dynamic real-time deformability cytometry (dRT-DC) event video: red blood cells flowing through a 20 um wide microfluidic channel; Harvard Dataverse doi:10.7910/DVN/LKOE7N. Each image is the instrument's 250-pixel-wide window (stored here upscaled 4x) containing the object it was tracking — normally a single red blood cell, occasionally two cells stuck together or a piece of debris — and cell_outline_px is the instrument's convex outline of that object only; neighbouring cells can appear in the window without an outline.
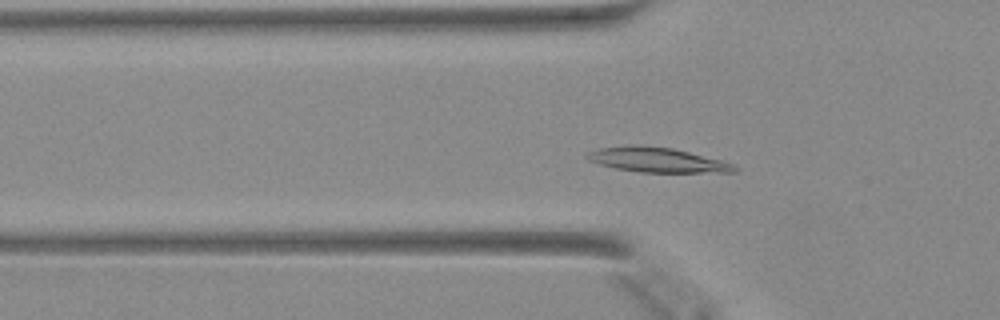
{"species": "Egyptian fruit bat (a non-hibernating species)", "species_latin": "Rousettus aegyptiacus", "temperature_condition": "warm", "stored_images_in_passage": 46, "camera_frame_rate_fps": 3000, "um_per_image_px": 0.085, "animal": {"sex": "female"}, "frame": {"image": 1, "passage_image": 14, "time_ms": 4.333, "image_size_px": [1000, 320], "cell_outline_px": [[736, 172], [640, 172], [616, 168], [600, 164], [588, 160], [584, 156], [584, 152], [596, 148], [672, 148], [736, 164]], "centroid_in_image_um": [55.88, 13.64], "position_along_channel_um": 69.9, "area_um2": 20.17}}
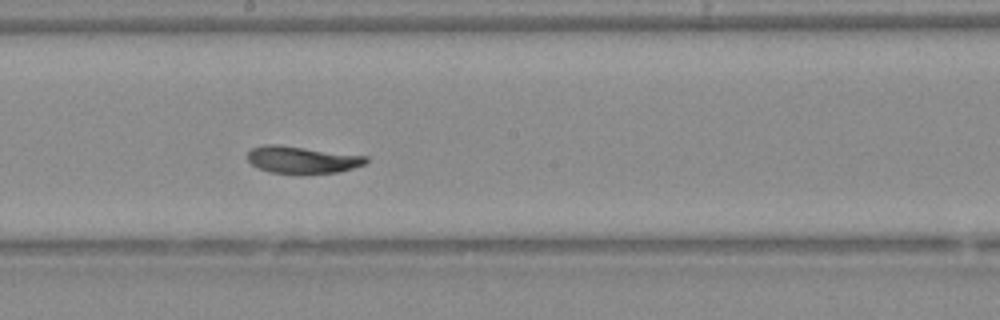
{"frame": {"image": 2, "passage_image": 25, "time_ms": 8.0, "image_size_px": [1000, 320], "cell_outline_px": [[368, 160], [364, 164], [352, 168], [336, 172], [304, 176], [272, 172], [260, 168], [252, 164], [248, 160], [248, 152], [252, 148], [264, 144], [276, 144], [368, 156]], "centroid_in_image_um": [25.68, 13.6], "position_along_channel_um": 222.5, "area_um2": 19.02}}
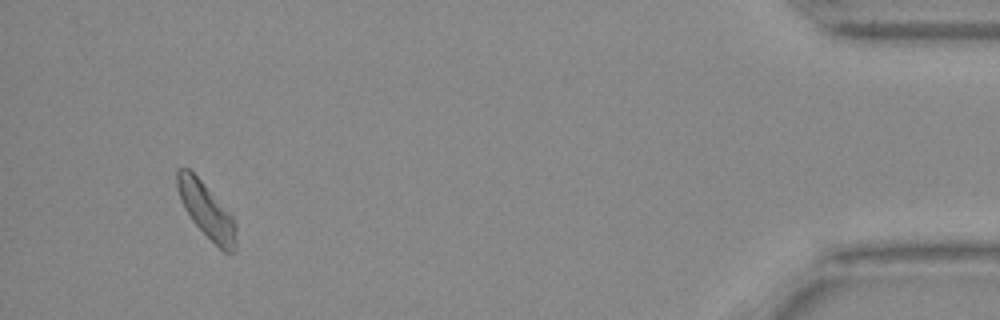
{"frame": {"image": 3, "passage_image": 44, "time_ms": 14.333, "image_size_px": [1000, 320], "cell_outline_px": [[236, 248], [232, 252], [224, 252], [192, 220], [184, 208], [176, 184], [176, 172], [180, 168], [188, 168], [200, 180], [232, 216], [236, 224]], "centroid_in_image_um": [17.55, 17.89], "position_along_channel_um": 417.6, "area_um2": 18.21}}